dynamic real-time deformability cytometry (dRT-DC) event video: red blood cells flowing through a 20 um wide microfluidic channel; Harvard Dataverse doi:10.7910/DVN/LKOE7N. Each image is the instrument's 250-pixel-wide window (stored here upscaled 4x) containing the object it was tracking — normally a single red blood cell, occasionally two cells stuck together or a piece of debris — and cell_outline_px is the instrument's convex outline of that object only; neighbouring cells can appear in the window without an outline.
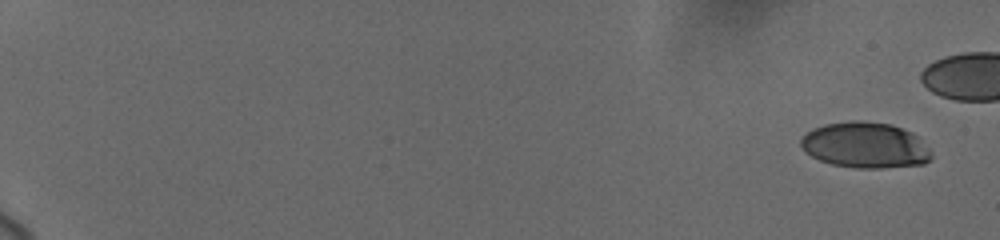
{"species": "human", "species_latin": "Homo sapiens", "temperature_condition": "cold", "stored_images_in_passage": 26, "segment_of_instrument_passage": [1, 2], "camera_frame_rate_fps": 3000, "um_per_image_px": 0.085, "donor": {"sex": "female"}, "frame": {"image": 1, "passage_image": 1, "time_ms": 0.0, "image_size_px": [1000, 240], "cell_outline_px": [[932, 156], [924, 164], [880, 168], [856, 168], [832, 164], [820, 160], [804, 152], [800, 144], [800, 140], [812, 128], [824, 124], [852, 120], [856, 120], [892, 124], [912, 132], [932, 152]], "centroid_in_image_um": [73.53, 12.33], "position_along_channel_um": 11.5, "area_um2": 34.85}}
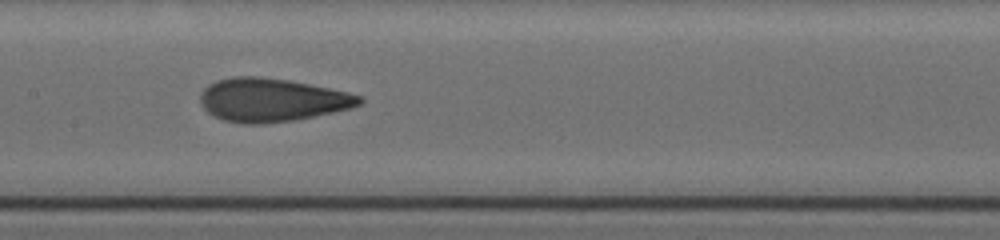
{"frame": {"image": 2, "passage_image": 24, "time_ms": 10.333, "image_size_px": [1000, 240], "cell_outline_px": [[364, 100], [360, 104], [352, 108], [296, 120], [264, 124], [244, 124], [224, 120], [208, 112], [200, 104], [200, 96], [204, 88], [208, 84], [216, 80], [232, 76], [260, 76], [288, 80], [348, 92], [360, 96]], "centroid_in_image_um": [23.09, 8.5], "position_along_channel_um": 184.3, "area_um2": 40.29}}